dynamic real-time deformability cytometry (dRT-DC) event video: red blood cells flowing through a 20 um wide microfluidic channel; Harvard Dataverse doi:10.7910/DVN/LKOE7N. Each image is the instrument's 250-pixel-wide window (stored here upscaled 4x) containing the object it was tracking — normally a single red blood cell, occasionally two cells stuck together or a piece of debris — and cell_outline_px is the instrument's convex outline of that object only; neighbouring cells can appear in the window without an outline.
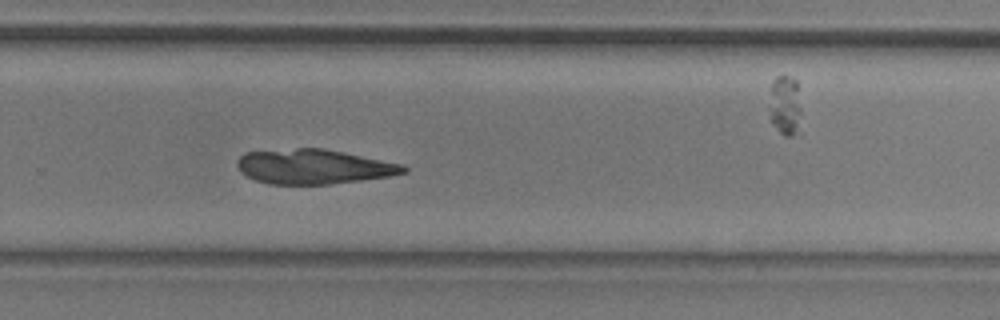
{"species": "common noctule bat (a hibernating species)", "species_latin": "Nyctalus noctula", "temperature_condition": "room temperature", "stored_images_in_passage": 34, "camera_frame_rate_fps": 3000, "um_per_image_px": 0.085, "animal": {"sex": "male", "body_mass_g": 20.5, "forearm_length_mm": 52.5}, "frame": {"image": 1, "passage_image": 19, "time_ms": 6.0, "image_size_px": [1000, 320], "cell_outline_px": [[408, 172], [392, 176], [332, 184], [268, 184], [256, 180], [240, 172], [236, 164], [240, 156], [244, 152], [296, 148], [324, 148], [404, 164], [408, 168]], "centroid_in_image_um": [26.69, 14.16], "position_along_channel_um": 303.1, "area_um2": 33.87}}
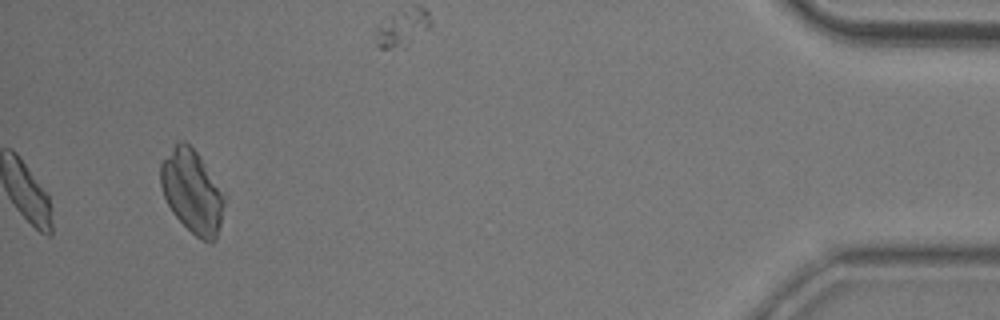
{"frame": {"image": 2, "passage_image": 34, "time_ms": 11.0, "image_size_px": [1000, 320], "cell_outline_px": [[224, 204], [220, 224], [216, 240], [212, 244], [200, 240], [172, 212], [164, 196], [160, 184], [160, 164], [176, 144], [180, 140], [184, 140], [196, 152], [224, 192]], "centroid_in_image_um": [16.34, 16.31], "position_along_channel_um": 418.9, "area_um2": 30.46}}